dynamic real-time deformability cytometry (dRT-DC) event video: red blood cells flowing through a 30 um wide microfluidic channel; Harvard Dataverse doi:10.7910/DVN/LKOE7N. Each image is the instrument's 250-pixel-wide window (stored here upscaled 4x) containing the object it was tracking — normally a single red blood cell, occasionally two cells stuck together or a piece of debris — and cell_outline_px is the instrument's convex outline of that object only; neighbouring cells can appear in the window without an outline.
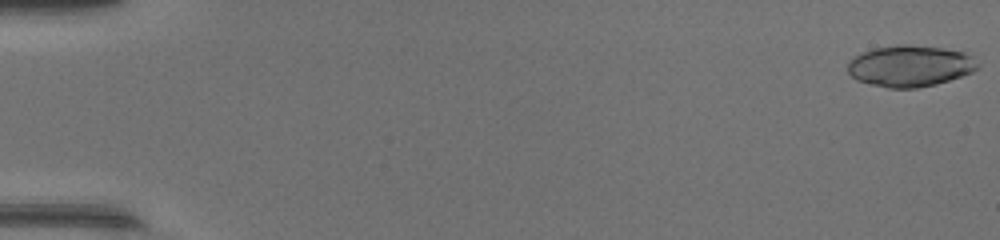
{"species": "common noctule bat (a hibernating species)", "species_latin": "Nyctalus noctula", "temperature_condition": "warm", "stored_images_in_passage": 48, "camera_frame_rate_fps": 3000, "um_per_image_px": 0.085, "animal": {"sex": "female", "body_mass_g": 17.0, "forearm_length_mm": 48.0}, "frame": {"image": 1, "passage_image": 1, "time_ms": 0.0, "image_size_px": [1000, 240], "cell_outline_px": [[980, 68], [972, 72], [936, 84], [916, 88], [888, 88], [856, 80], [848, 72], [848, 64], [860, 52], [876, 48], [896, 44], [908, 44], [944, 48], [964, 52], [980, 64]], "centroid_in_image_um": [77.36, 5.6], "position_along_channel_um": 7.6, "area_um2": 31.21}}
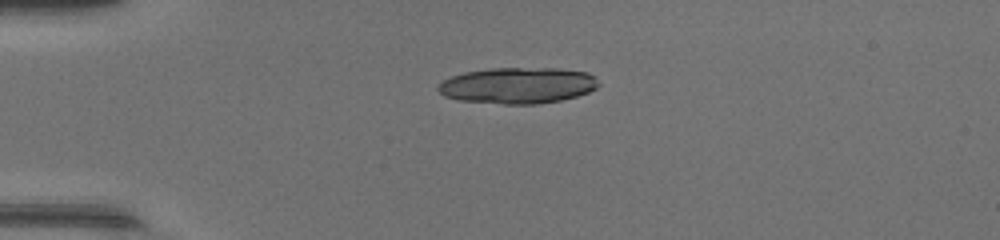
{"frame": {"image": 2, "passage_image": 13, "time_ms": 4.0, "image_size_px": [1000, 240], "cell_outline_px": [[600, 84], [596, 88], [588, 92], [576, 96], [560, 100], [536, 104], [504, 104], [456, 100], [444, 96], [436, 88], [444, 80], [452, 76], [464, 72], [488, 68], [560, 68], [588, 72], [596, 76]], "centroid_in_image_um": [44.03, 7.25], "position_along_channel_um": 41.0, "area_um2": 34.04}}
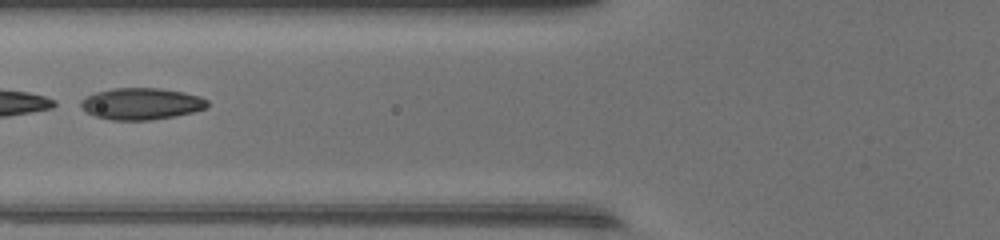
{"frame": {"image": 3, "passage_image": 21, "time_ms": 6.667, "image_size_px": [1000, 240], "cell_outline_px": [[208, 108], [176, 116], [148, 120], [112, 120], [96, 116], [80, 108], [80, 100], [96, 92], [112, 88], [160, 88], [184, 92], [200, 96], [208, 100]], "centroid_in_image_um": [12.03, 8.81], "position_along_channel_um": 113.8, "area_um2": 23.41}}